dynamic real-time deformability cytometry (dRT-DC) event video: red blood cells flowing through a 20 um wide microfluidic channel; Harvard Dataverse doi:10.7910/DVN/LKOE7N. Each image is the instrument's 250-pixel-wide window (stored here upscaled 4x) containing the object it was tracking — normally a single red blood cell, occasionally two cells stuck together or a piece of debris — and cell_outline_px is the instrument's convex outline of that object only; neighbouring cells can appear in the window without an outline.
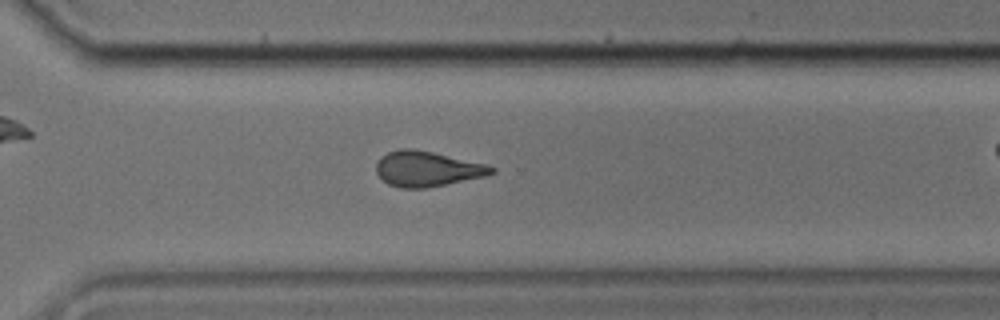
{"species": "common noctule bat (a hibernating species)", "species_latin": "Nyctalus noctula", "temperature_condition": "cold", "stored_images_in_passage": 34, "camera_frame_rate_fps": 3000, "um_per_image_px": 0.085, "animal": {"sex": "male", "body_mass_g": 17.9, "forearm_length_mm": 54.2}, "frame": {"image": 1, "passage_image": 29, "time_ms": 9.333, "image_size_px": [1000, 320], "cell_outline_px": [[496, 172], [484, 176], [428, 188], [400, 188], [388, 184], [376, 172], [376, 164], [380, 156], [388, 152], [400, 148], [412, 148], [432, 152], [488, 164], [496, 168]], "centroid_in_image_um": [36.31, 14.35], "position_along_channel_um": 334.3, "area_um2": 23.76}}